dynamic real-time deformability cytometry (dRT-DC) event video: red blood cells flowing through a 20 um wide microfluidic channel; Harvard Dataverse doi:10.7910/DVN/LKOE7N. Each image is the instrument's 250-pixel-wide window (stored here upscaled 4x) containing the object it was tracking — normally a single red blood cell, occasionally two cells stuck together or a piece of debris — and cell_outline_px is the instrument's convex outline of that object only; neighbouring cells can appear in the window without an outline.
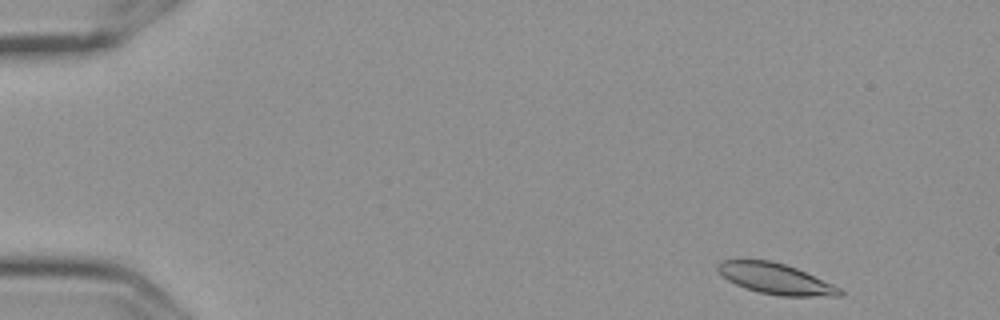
{"species": "Egyptian fruit bat (a non-hibernating species)", "species_latin": "Rousettus aegyptiacus", "temperature_condition": "cold", "stored_images_in_passage": 9, "camera_frame_rate_fps": 3000, "um_per_image_px": 0.085, "frame": {"image": 1, "passage_image": 1, "time_ms": 0.0, "image_size_px": [1000, 320], "cell_outline_px": [[844, 292], [840, 296], [780, 296], [760, 292], [744, 288], [728, 280], [716, 268], [716, 264], [720, 260], [772, 260], [796, 268], [832, 284], [840, 288]], "centroid_in_image_um": [65.91, 23.69], "position_along_channel_um": 19.1, "area_um2": 21.68}}
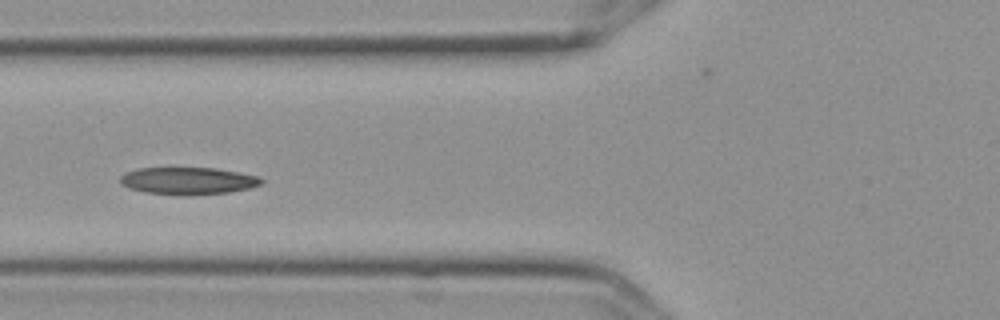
{"frame": {"image": 2, "passage_image": 6, "time_ms": 1.667, "image_size_px": [1000, 320], "cell_outline_px": [[264, 180], [260, 184], [248, 188], [228, 192], [184, 196], [180, 196], [144, 192], [128, 188], [120, 184], [120, 176], [124, 172], [136, 168], [216, 168], [260, 176]], "centroid_in_image_um": [15.93, 15.37], "position_along_channel_um": 109.9, "area_um2": 22.66}}
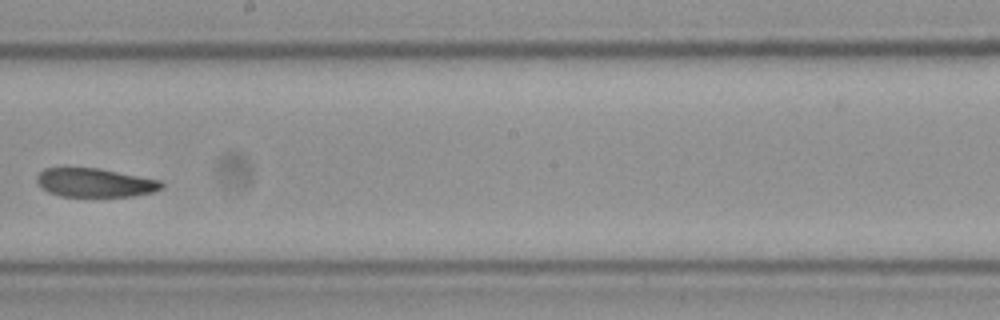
{"frame": {"image": 3, "passage_image": 9, "time_ms": 2.667, "image_size_px": [1000, 320], "cell_outline_px": [[164, 188], [152, 192], [132, 196], [60, 196], [48, 192], [40, 188], [36, 180], [36, 176], [44, 168], [100, 168], [160, 180], [164, 184]], "centroid_in_image_um": [8.06, 15.52], "position_along_channel_um": 240.1, "area_um2": 20.98}}